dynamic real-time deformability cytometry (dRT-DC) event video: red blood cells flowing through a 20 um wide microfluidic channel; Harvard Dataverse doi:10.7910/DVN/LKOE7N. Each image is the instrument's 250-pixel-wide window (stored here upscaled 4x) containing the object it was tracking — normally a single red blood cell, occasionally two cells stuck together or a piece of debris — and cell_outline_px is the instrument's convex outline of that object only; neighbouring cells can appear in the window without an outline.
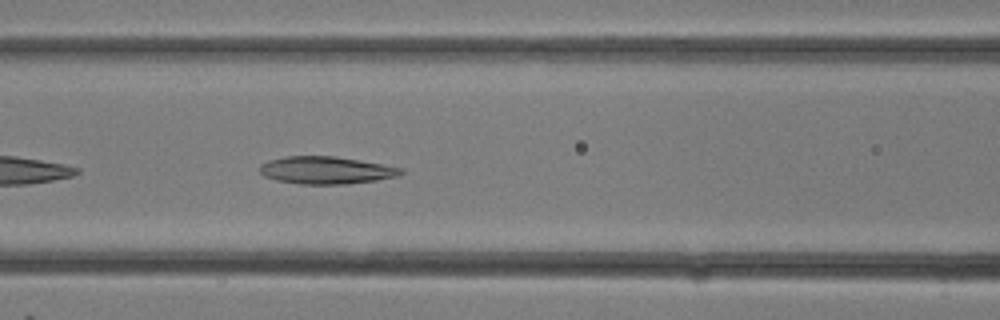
{"species": "common noctule bat (a hibernating species)", "species_latin": "Nyctalus noctula", "temperature_condition": "room temperature", "stored_images_in_passage": 13, "camera_frame_rate_fps": 3000, "um_per_image_px": 0.085, "animal": {"sex": "female"}, "frame": {"image": 1, "passage_image": 13, "time_ms": 4.0, "image_size_px": [1000, 320], "cell_outline_px": [[404, 172], [396, 176], [376, 180], [348, 184], [300, 184], [276, 180], [264, 176], [260, 172], [260, 164], [268, 160], [284, 156], [336, 156], [360, 160], [404, 168]], "centroid_in_image_um": [27.7, 14.46], "position_along_channel_um": 138.9, "area_um2": 22.66}}